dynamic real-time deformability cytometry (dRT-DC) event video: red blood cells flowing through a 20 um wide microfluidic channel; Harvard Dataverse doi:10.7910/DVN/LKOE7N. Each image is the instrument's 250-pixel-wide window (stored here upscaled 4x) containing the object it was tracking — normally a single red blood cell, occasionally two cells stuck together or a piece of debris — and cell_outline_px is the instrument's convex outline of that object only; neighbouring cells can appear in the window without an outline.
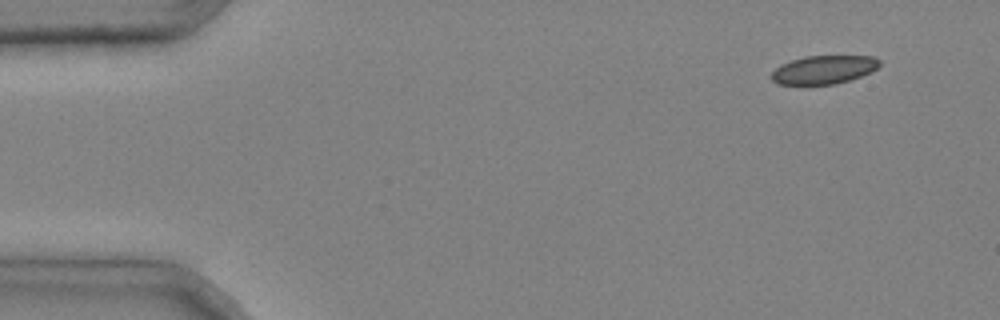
{"species": "common noctule bat (a hibernating species)", "species_latin": "Nyctalus noctula", "temperature_condition": "cold", "stored_images_in_passage": 4, "segment_of_instrument_passage": [1, 2], "camera_frame_rate_fps": 3000, "um_per_image_px": 0.085, "animal": {"sex": "male", "body_mass_g": 20.4}, "frame": {"image": 1, "passage_image": 1, "time_ms": 0.0, "image_size_px": [1000, 320], "cell_outline_px": [[880, 64], [872, 72], [836, 84], [776, 84], [772, 80], [772, 72], [780, 64], [804, 56], [872, 56], [880, 60]], "centroid_in_image_um": [70.01, 5.92], "position_along_channel_um": 15.0, "area_um2": 17.8}}